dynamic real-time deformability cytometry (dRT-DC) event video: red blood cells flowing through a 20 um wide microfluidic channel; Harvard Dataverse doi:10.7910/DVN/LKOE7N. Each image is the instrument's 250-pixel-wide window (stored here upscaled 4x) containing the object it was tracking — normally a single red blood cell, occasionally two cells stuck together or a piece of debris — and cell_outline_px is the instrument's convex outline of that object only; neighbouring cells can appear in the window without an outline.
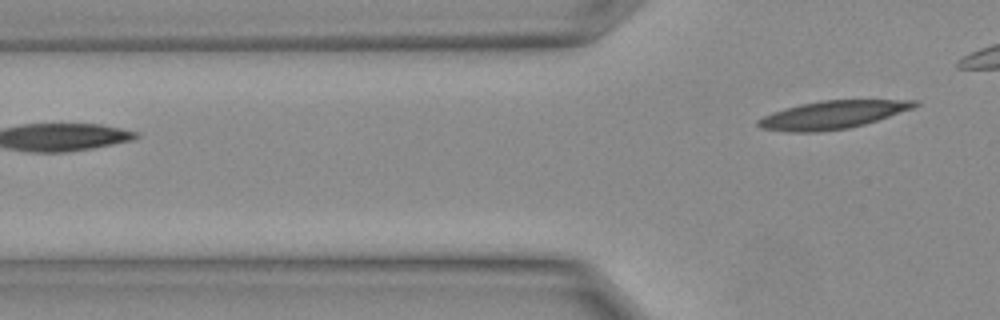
{"species": "Egyptian fruit bat (a non-hibernating species)", "species_latin": "Rousettus aegyptiacus", "temperature_condition": "warm", "stored_images_in_passage": 3, "segment_of_instrument_passage": [2, 2], "camera_frame_rate_fps": 3000, "um_per_image_px": 0.085, "animal": {"sex": "female"}, "frame": {"image": 1, "passage_image": 3, "time_ms": 0.667, "image_size_px": [1000, 320], "cell_outline_px": [[920, 104], [912, 108], [864, 124], [848, 128], [820, 132], [788, 132], [760, 128], [756, 124], [756, 120], [772, 112], [800, 104], [824, 100], [916, 100]], "centroid_in_image_um": [70.7, 9.76], "position_along_channel_um": 55.1, "area_um2": 25.32}}